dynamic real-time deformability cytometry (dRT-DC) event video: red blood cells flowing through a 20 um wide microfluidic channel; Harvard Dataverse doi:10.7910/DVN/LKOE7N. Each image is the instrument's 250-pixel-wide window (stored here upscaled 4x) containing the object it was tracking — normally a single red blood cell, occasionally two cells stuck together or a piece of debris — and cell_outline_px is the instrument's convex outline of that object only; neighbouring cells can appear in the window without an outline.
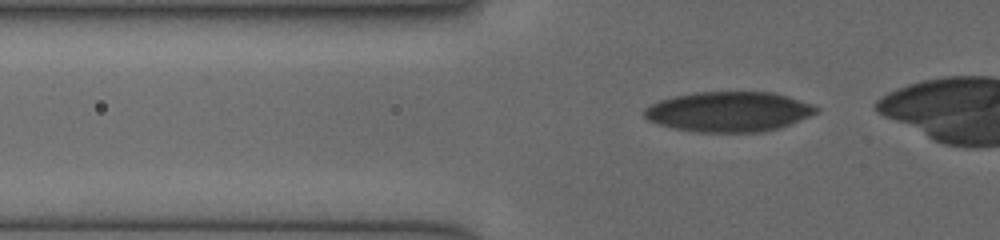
{"species": "human", "species_latin": "Homo sapiens", "temperature_condition": "cold", "stored_images_in_passage": 10, "camera_frame_rate_fps": 3000, "um_per_image_px": 0.085, "donor": {"sex": "female"}, "frame": {"image": 1, "passage_image": 6, "time_ms": 2.333, "image_size_px": [1000, 240], "cell_outline_px": [[820, 112], [780, 128], [764, 132], [696, 132], [676, 128], [660, 124], [648, 120], [644, 116], [644, 108], [660, 100], [676, 96], [696, 92], [772, 92], [788, 96], [812, 104], [820, 108]], "centroid_in_image_um": [62.0, 9.49], "position_along_channel_um": 63.8, "area_um2": 40.11}}